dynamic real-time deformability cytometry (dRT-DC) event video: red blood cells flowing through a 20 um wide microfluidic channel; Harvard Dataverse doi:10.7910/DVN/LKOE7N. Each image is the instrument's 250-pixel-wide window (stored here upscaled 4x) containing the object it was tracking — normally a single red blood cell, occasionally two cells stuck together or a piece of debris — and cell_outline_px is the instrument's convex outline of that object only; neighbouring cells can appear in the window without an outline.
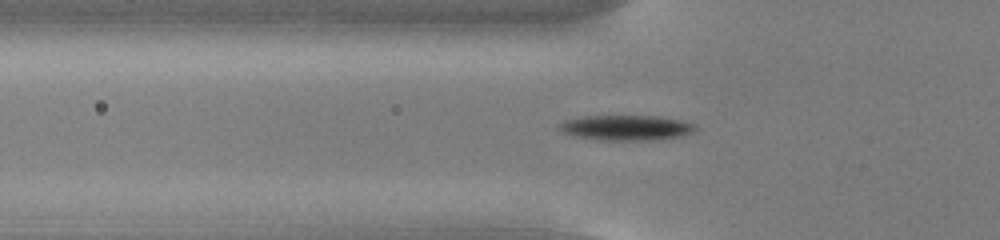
{"species": "common noctule bat (a hibernating species)", "species_latin": "Nyctalus noctula", "temperature_condition": "cold", "stored_images_in_passage": 55, "camera_frame_rate_fps": 3000, "um_per_image_px": 0.085, "animal": {"sex": "male", "body_mass_g": 13.0, "forearm_length_mm": 53.1}, "frame": {"image": 1, "passage_image": 19, "time_ms": 6.0, "image_size_px": [1000, 240], "cell_outline_px": [[700, 128], [692, 132], [680, 136], [652, 140], [600, 140], [572, 136], [556, 128], [556, 124], [564, 120], [584, 116], [660, 116], [680, 120], [696, 124]], "centroid_in_image_um": [53.2, 10.85], "position_along_channel_um": 72.6, "area_um2": 20.23}}
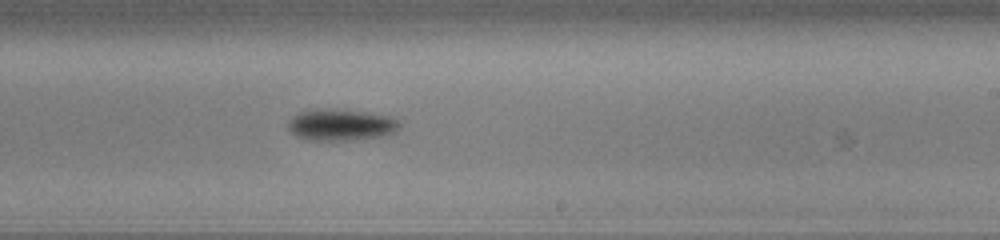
{"frame": {"image": 2, "passage_image": 34, "time_ms": 11.0, "image_size_px": [1000, 240], "cell_outline_px": [[400, 128], [396, 132], [384, 136], [348, 140], [308, 140], [296, 136], [288, 128], [288, 120], [292, 116], [300, 112], [316, 108], [364, 112], [392, 116], [400, 120]], "centroid_in_image_um": [29.0, 10.61], "position_along_channel_um": 260.0, "area_um2": 20.58}}
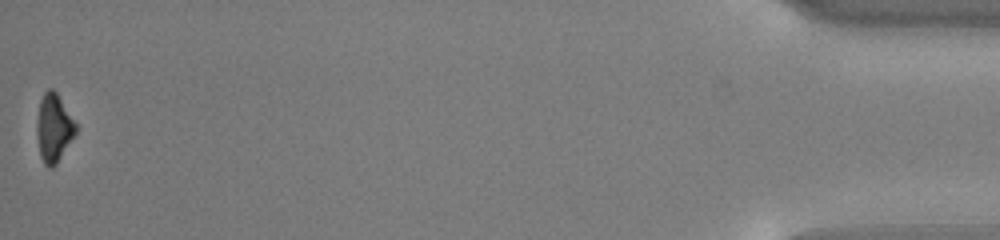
{"frame": {"image": 3, "passage_image": 55, "time_ms": 18.0, "image_size_px": [1000, 240], "cell_outline_px": [[76, 132], [56, 164], [52, 168], [48, 168], [44, 164], [40, 156], [36, 136], [36, 124], [40, 100], [44, 92], [48, 88], [52, 88], [56, 92], [76, 124]], "centroid_in_image_um": [4.53, 10.88], "position_along_channel_um": 430.7, "area_um2": 15.32}, "authors_computed_cell_mechanics": {"area_um2": 18.207, "velocity_mm_per_s": 3.7659, "shape_relaxation_time_tau1_ms": 1.5017, "shape_relaxation_time_tau2_ms": null, "deformation_change_tau1": 0.123, "deformation_change_tau2": null}}